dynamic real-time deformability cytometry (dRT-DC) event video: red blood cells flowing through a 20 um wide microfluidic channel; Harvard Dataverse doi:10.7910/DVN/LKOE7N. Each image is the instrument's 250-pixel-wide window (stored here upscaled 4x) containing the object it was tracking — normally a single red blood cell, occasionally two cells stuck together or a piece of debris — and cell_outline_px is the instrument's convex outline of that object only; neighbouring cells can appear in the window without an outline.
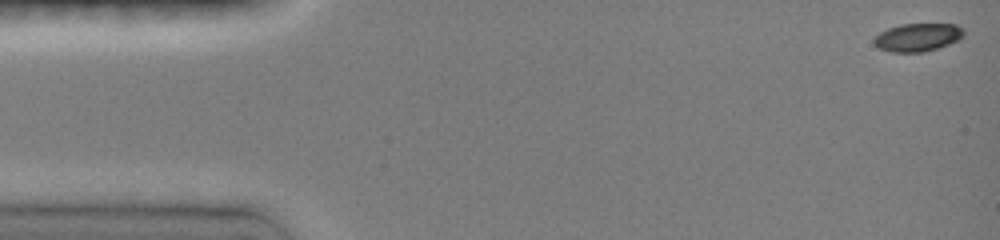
{"species": "common noctule bat (a hibernating species)", "species_latin": "Nyctalus noctula", "temperature_condition": "room temperature", "stored_images_in_passage": 37, "camera_frame_rate_fps": 3000, "um_per_image_px": 0.085, "animal": {"sex": "female", "body_mass_g": 19.0, "forearm_length_mm": 51.5}, "frame": {"image": 1, "passage_image": 1, "time_ms": 0.0, "image_size_px": [1000, 240], "cell_outline_px": [[964, 36], [960, 40], [924, 52], [892, 52], [880, 48], [872, 40], [880, 32], [888, 28], [900, 24], [956, 24], [964, 28]], "centroid_in_image_um": [78.04, 3.16], "position_along_channel_um": 7.0, "area_um2": 14.68}}
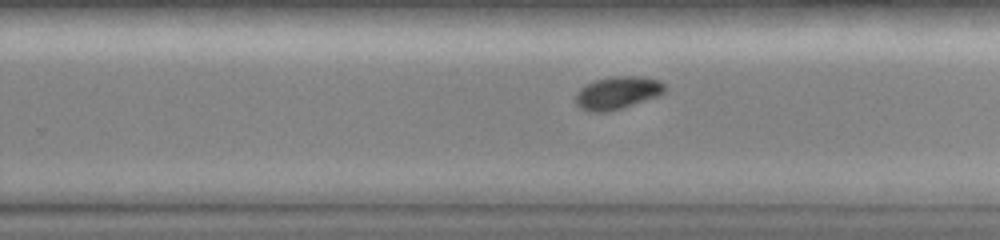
{"frame": {"image": 2, "passage_image": 25, "time_ms": 9.667, "image_size_px": [1000, 240], "cell_outline_px": [[664, 92], [660, 96], [620, 108], [604, 112], [592, 112], [580, 108], [576, 104], [576, 92], [580, 88], [596, 80], [612, 76], [644, 76], [660, 80], [664, 84]], "centroid_in_image_um": [52.5, 7.88], "position_along_channel_um": 277.3, "area_um2": 16.94}}
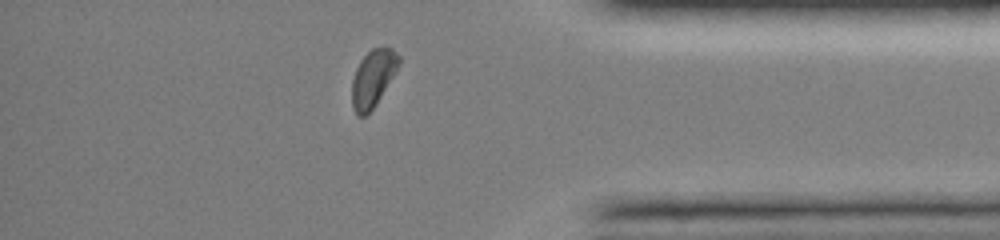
{"frame": {"image": 3, "passage_image": 33, "time_ms": 13.0, "image_size_px": [1000, 240], "cell_outline_px": [[400, 64], [396, 72], [376, 104], [364, 116], [356, 116], [352, 108], [352, 80], [356, 68], [360, 60], [372, 48], [392, 48], [400, 56]], "centroid_in_image_um": [31.7, 6.66], "position_along_channel_um": 403.5, "area_um2": 15.55}, "authors_computed_cell_mechanics": {"area_um2": 16.2996, "velocity_mm_per_s": 4.0864, "shape_relaxation_time_tau1_ms": 2.1142, "shape_relaxation_time_tau2_ms": null, "deformation_change_tau1": 0.1299, "deformation_change_tau2": null}}